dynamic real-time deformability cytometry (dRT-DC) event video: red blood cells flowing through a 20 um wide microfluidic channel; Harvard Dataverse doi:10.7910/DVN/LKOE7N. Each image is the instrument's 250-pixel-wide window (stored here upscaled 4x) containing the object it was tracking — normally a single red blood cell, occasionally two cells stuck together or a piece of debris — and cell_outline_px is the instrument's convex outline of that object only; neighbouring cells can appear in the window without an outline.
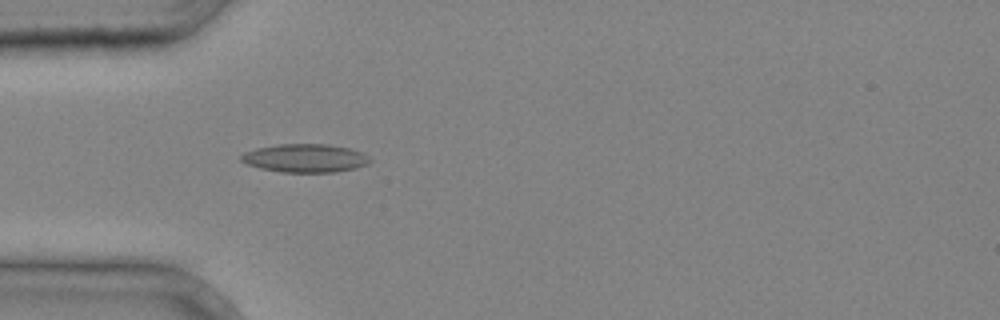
{"species": "common noctule bat (a hibernating species)", "species_latin": "Nyctalus noctula", "temperature_condition": "cold", "stored_images_in_passage": 4, "camera_frame_rate_fps": 3000, "um_per_image_px": 0.085, "animal": {"sex": "male", "body_mass_g": 20.4}, "frame": {"image": 1, "passage_image": 4, "time_ms": 1.0, "image_size_px": [1000, 320], "cell_outline_px": [[372, 160], [368, 164], [356, 168], [336, 172], [280, 172], [260, 168], [248, 164], [240, 160], [240, 156], [244, 152], [256, 148], [276, 144], [328, 144], [352, 148], [368, 156]], "centroid_in_image_um": [25.95, 13.44], "position_along_channel_um": 59.1, "area_um2": 21.44}}